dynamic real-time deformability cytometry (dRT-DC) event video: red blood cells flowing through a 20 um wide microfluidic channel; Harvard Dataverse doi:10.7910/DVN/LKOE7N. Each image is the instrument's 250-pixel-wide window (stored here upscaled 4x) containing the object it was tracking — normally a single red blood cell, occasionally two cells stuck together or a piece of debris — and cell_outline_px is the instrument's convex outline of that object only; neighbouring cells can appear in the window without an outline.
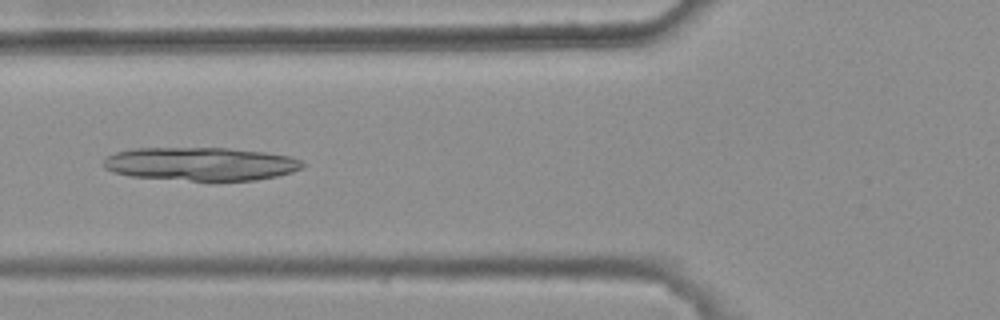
{"species": "common noctule bat (a hibernating species)", "species_latin": "Nyctalus noctula", "temperature_condition": "warm", "stored_images_in_passage": 5, "camera_frame_rate_fps": 3000, "um_per_image_px": 0.085, "animal": {"sex": "female", "body_mass_g": 25.1}, "frame": {"image": 1, "passage_image": 5, "time_ms": 1.333, "image_size_px": [1000, 320], "cell_outline_px": [[304, 168], [292, 172], [276, 176], [256, 180], [212, 184], [132, 176], [112, 172], [104, 168], [104, 160], [108, 156], [116, 152], [136, 148], [228, 148], [264, 152], [288, 156], [300, 160], [304, 164]], "centroid_in_image_um": [17.09, 13.98], "position_along_channel_um": 108.7, "area_um2": 39.82}}